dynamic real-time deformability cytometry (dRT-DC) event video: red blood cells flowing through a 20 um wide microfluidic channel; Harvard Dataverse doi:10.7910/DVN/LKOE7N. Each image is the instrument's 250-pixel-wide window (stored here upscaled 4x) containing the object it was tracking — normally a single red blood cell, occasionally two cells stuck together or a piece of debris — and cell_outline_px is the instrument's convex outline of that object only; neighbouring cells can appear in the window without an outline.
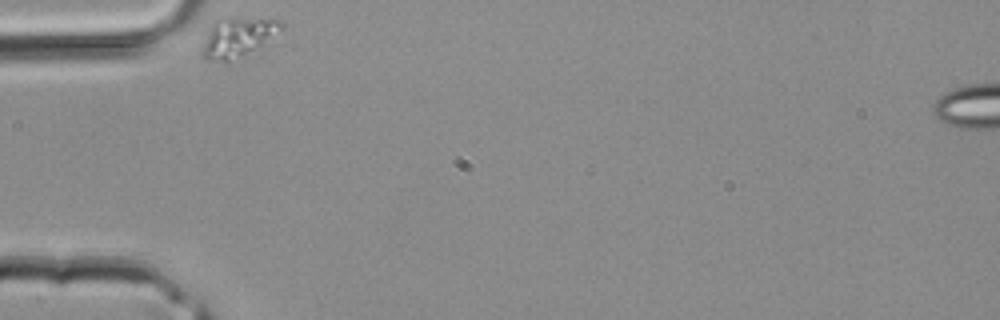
{"species": "common noctule bat (a hibernating species)", "species_latin": "Nyctalus noctula", "temperature_condition": "room temperature", "stored_images_in_passage": 27, "camera_frame_rate_fps": 3000, "um_per_image_px": 0.085, "animal": {"sex": "male", "body_mass_g": 20.4}, "frame": {"image": 1, "passage_image": 1, "time_ms": 0.0, "image_size_px": [1000, 320], "cell_outline_px": [[284, 28], [260, 44], [228, 60], [204, 60], [200, 56], [200, 52], [212, 24], [216, 20], [280, 20], [284, 24]], "centroid_in_image_um": [20.14, 3.18], "position_along_channel_um": 64.9, "area_um2": 16.53}}
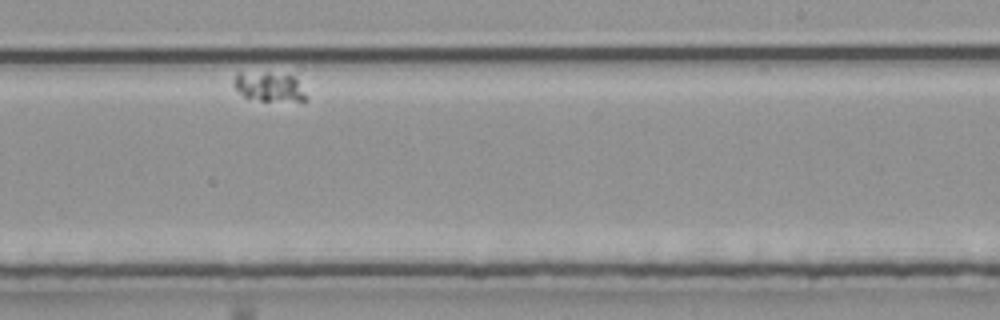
{"frame": {"image": 2, "passage_image": 18, "time_ms": 5.667, "image_size_px": [1000, 320], "cell_outline_px": [[308, 100], [260, 100], [244, 96], [232, 84], [236, 72], [268, 72], [292, 76], [296, 80], [308, 96]], "centroid_in_image_um": [22.85, 7.35], "position_along_channel_um": 266.2, "area_um2": 12.2}}
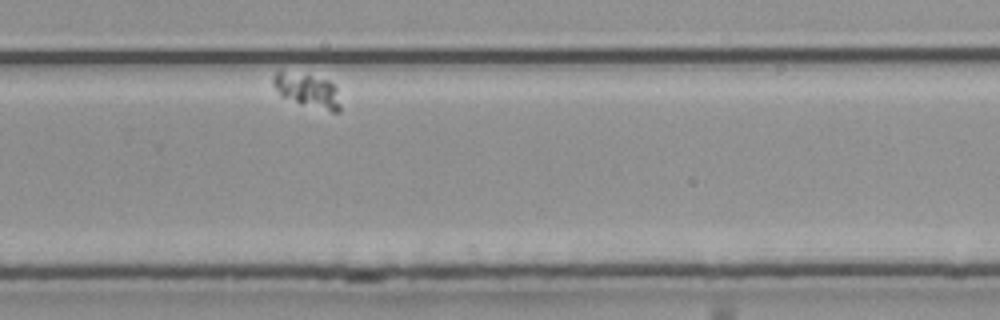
{"frame": {"image": 3, "passage_image": 21, "time_ms": 6.667, "image_size_px": [1000, 320], "cell_outline_px": [[340, 112], [332, 112], [300, 104], [280, 96], [272, 84], [272, 76], [276, 72], [280, 72], [308, 76], [328, 80], [336, 88], [340, 104]], "centroid_in_image_um": [26.12, 7.74], "position_along_channel_um": 303.7, "area_um2": 13.01}}